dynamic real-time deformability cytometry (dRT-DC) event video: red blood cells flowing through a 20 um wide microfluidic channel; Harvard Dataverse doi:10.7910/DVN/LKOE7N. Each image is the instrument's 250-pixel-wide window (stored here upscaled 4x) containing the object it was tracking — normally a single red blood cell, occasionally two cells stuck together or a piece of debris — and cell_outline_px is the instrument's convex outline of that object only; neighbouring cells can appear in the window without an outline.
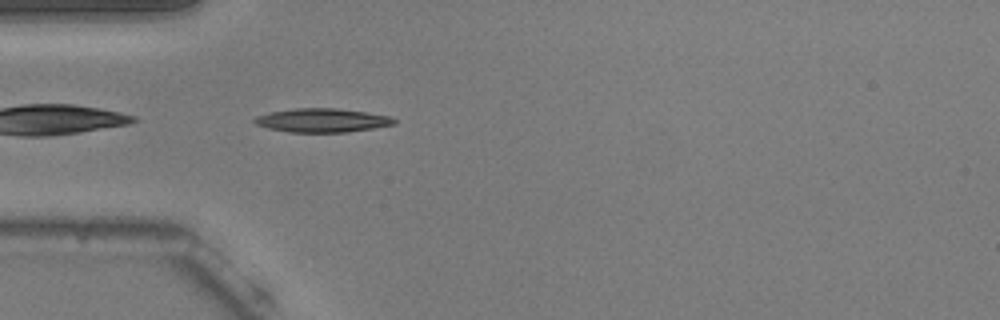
{"species": "common noctule bat (a hibernating species)", "species_latin": "Nyctalus noctula", "temperature_condition": "warm", "stored_images_in_passage": 39, "camera_frame_rate_fps": 3000, "um_per_image_px": 0.085, "animal": {"sex": "male", "body_mass_g": 20.5, "forearm_length_mm": 52.5}, "frame": {"image": 1, "passage_image": 1, "time_ms": 0.0, "image_size_px": [1000, 320], "cell_outline_px": [[396, 124], [348, 132], [288, 132], [268, 128], [256, 124], [252, 120], [256, 116], [272, 112], [296, 108], [336, 108], [368, 112], [392, 116], [396, 120]], "centroid_in_image_um": [27.42, 10.22], "position_along_channel_um": 57.6, "area_um2": 19.36}}
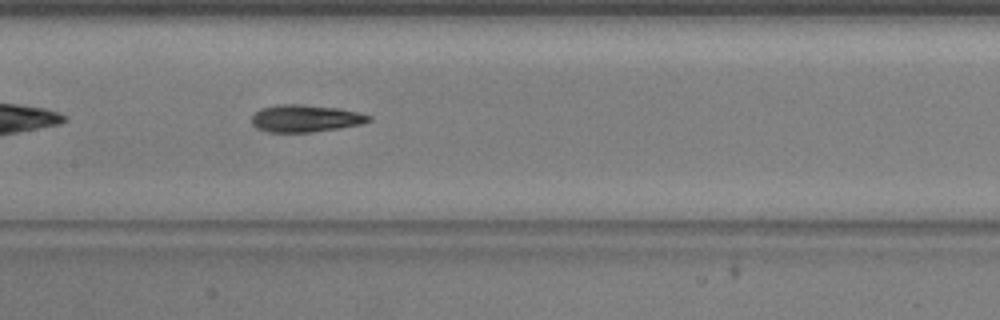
{"frame": {"image": 2, "passage_image": 11, "time_ms": 3.333, "image_size_px": [1000, 320], "cell_outline_px": [[372, 120], [364, 124], [340, 128], [312, 132], [268, 132], [256, 128], [252, 124], [252, 116], [260, 108], [280, 104], [300, 104], [336, 108], [360, 112], [372, 116]], "centroid_in_image_um": [25.99, 10.07], "position_along_channel_um": 181.4, "area_um2": 18.73}}
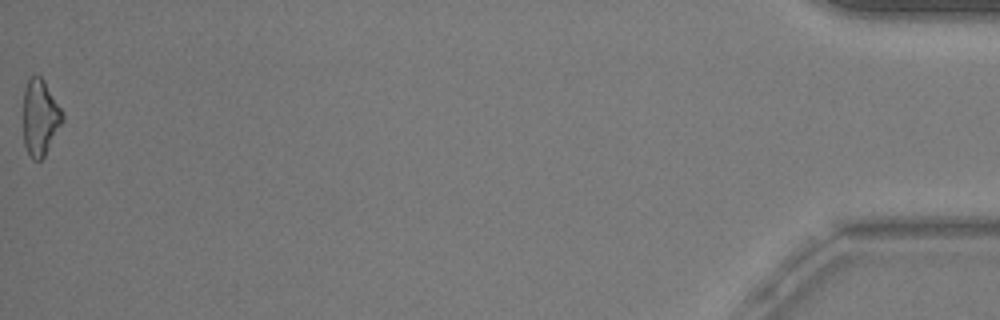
{"frame": {"image": 3, "passage_image": 39, "time_ms": 12.667, "image_size_px": [1000, 320], "cell_outline_px": [[64, 120], [44, 156], [40, 160], [32, 160], [24, 144], [24, 92], [28, 80], [32, 76], [40, 76], [44, 80], [60, 108], [64, 116]], "centroid_in_image_um": [3.41, 10.0], "position_along_channel_um": 431.8, "area_um2": 17.05}, "authors_computed_cell_mechanics": {"area_um2": 18.0336, "velocity_mm_per_s": 3.7752, "shape_relaxation_time_tau1_ms": 7.0323, "shape_relaxation_time_tau2_ms": 4.1268, "deformation_change_tau1": 0.2144, "deformation_change_tau2": 0.1323}}